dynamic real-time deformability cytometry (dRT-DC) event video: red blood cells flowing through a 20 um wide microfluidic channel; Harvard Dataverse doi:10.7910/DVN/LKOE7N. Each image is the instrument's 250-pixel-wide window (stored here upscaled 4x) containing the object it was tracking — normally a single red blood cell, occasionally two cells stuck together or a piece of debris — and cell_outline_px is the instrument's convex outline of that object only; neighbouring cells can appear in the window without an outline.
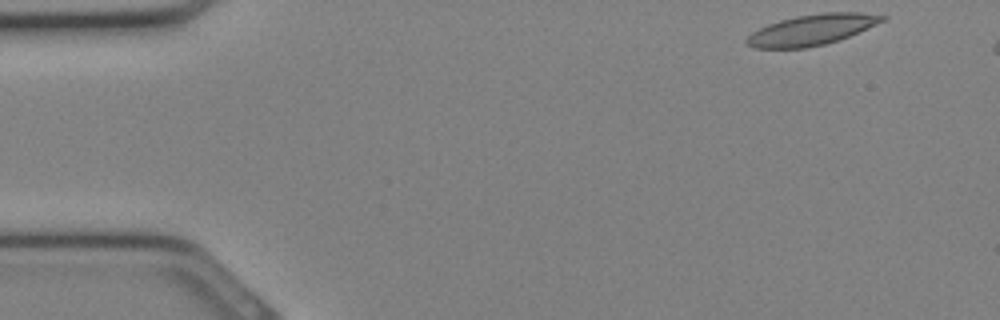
{"species": "Egyptian fruit bat (a non-hibernating species)", "species_latin": "Rousettus aegyptiacus", "temperature_condition": "cold", "stored_images_in_passage": 29, "camera_frame_rate_fps": 3000, "um_per_image_px": 0.085, "animal": {"sex": "female"}, "frame": {"image": 1, "passage_image": 1, "time_ms": 0.0, "image_size_px": [1000, 320], "cell_outline_px": [[888, 20], [840, 40], [824, 44], [804, 48], [756, 48], [748, 44], [744, 40], [752, 32], [768, 24], [780, 20], [796, 16], [824, 12], [860, 12], [888, 16]], "centroid_in_image_um": [69.06, 2.52], "position_along_channel_um": 15.9, "area_um2": 24.33}}
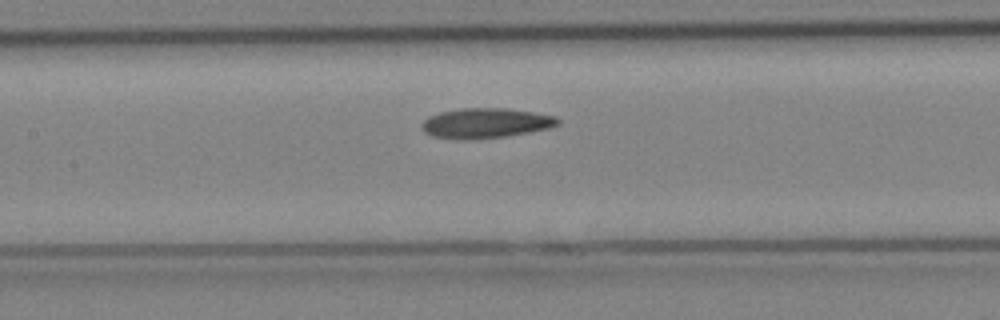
{"frame": {"image": 2, "passage_image": 13, "time_ms": 4.0, "image_size_px": [1000, 320], "cell_outline_px": [[560, 124], [548, 128], [528, 132], [504, 136], [432, 136], [424, 132], [420, 128], [420, 124], [428, 116], [440, 112], [460, 108], [508, 108], [556, 116], [560, 120]], "centroid_in_image_um": [41.31, 10.4], "position_along_channel_um": 166.1, "area_um2": 22.77}}
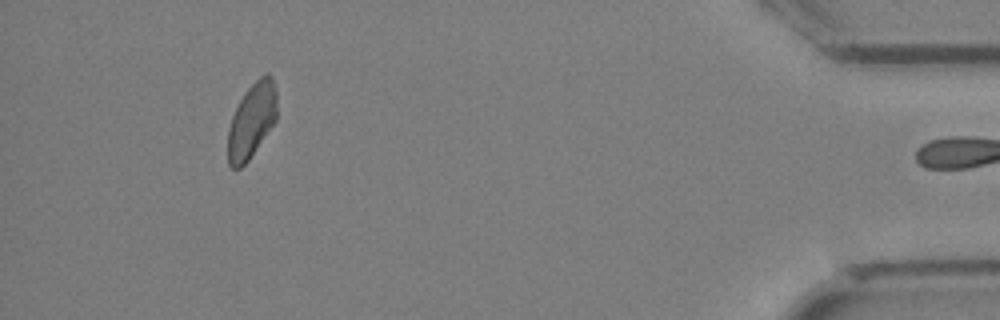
{"frame": {"image": 3, "passage_image": 28, "time_ms": 9.0, "image_size_px": [1000, 320], "cell_outline_px": [[276, 120], [248, 160], [240, 168], [232, 168], [228, 164], [228, 128], [232, 116], [244, 92], [260, 76], [268, 72], [272, 76], [276, 88]], "centroid_in_image_um": [21.4, 10.22], "position_along_channel_um": 413.8, "area_um2": 21.27}}